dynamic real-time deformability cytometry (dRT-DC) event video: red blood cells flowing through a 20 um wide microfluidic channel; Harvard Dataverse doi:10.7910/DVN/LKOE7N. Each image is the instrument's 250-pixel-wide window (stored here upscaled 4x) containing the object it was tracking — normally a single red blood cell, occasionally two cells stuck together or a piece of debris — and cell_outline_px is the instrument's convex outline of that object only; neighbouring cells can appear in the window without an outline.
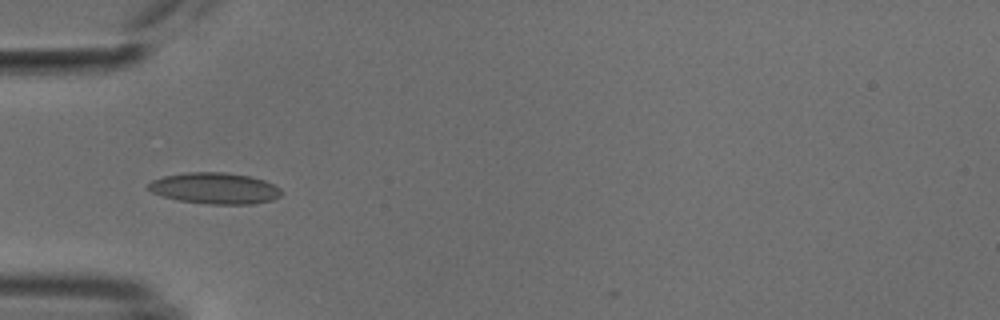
{"species": "common noctule bat (a hibernating species)", "species_latin": "Nyctalus noctula", "temperature_condition": "cold", "stored_images_in_passage": 37, "camera_frame_rate_fps": 3000, "um_per_image_px": 0.085, "animal": {"sex": "male", "body_mass_g": 18.8}, "frame": {"image": 1, "passage_image": 1, "time_ms": 0.0, "image_size_px": [1000, 320], "cell_outline_px": [[284, 192], [280, 196], [272, 200], [252, 204], [208, 204], [180, 200], [164, 196], [152, 192], [148, 188], [148, 184], [152, 180], [164, 176], [188, 172], [224, 172], [248, 176], [264, 180], [280, 188]], "centroid_in_image_um": [18.29, 16.0], "position_along_channel_um": 66.7, "area_um2": 24.04}}
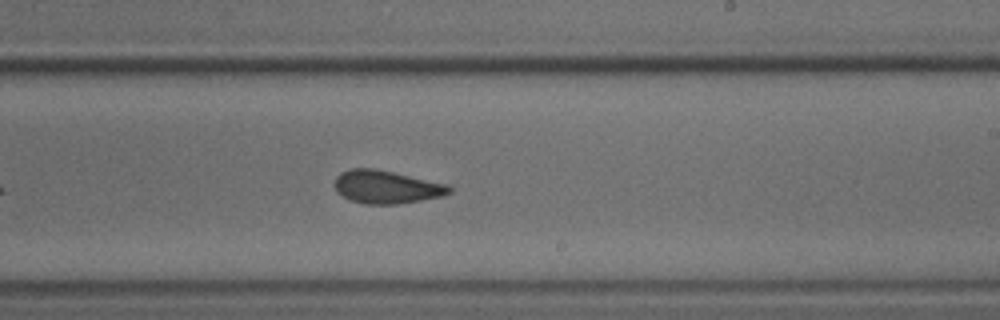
{"frame": {"image": 2, "passage_image": 16, "time_ms": 5.0, "image_size_px": [1000, 320], "cell_outline_px": [[452, 192], [444, 196], [396, 204], [364, 204], [348, 200], [336, 192], [336, 176], [340, 172], [348, 168], [372, 168], [392, 172], [448, 184], [452, 188]], "centroid_in_image_um": [32.83, 15.89], "position_along_channel_um": 256.2, "area_um2": 22.14}}
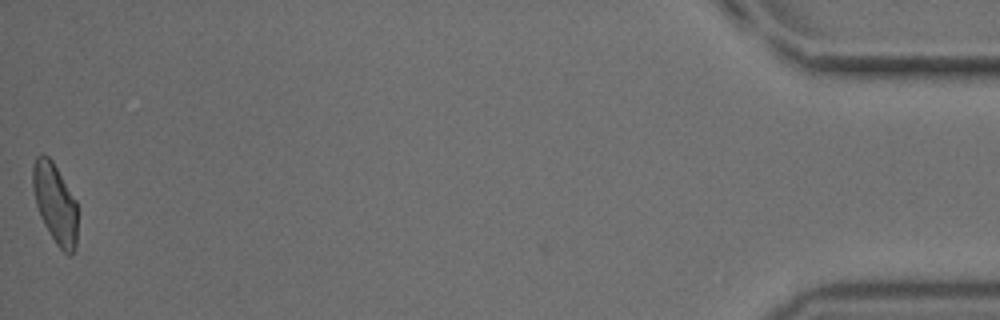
{"frame": {"image": 3, "passage_image": 37, "time_ms": 12.0, "image_size_px": [1000, 320], "cell_outline_px": [[76, 244], [72, 256], [68, 256], [56, 244], [44, 224], [40, 216], [36, 204], [32, 188], [32, 164], [36, 156], [40, 152], [44, 152], [52, 160], [76, 200]], "centroid_in_image_um": [4.65, 17.25], "position_along_channel_um": 430.5, "area_um2": 20.98}, "authors_computed_cell_mechanics": {"area_um2": 21.7328, "velocity_mm_per_s": 3.7976, "shape_relaxation_time_tau1_ms": 4.6277, "shape_relaxation_time_tau2_ms": 2.0563, "deformation_change_tau1": 0.1181, "deformation_change_tau2": 0.0919}}